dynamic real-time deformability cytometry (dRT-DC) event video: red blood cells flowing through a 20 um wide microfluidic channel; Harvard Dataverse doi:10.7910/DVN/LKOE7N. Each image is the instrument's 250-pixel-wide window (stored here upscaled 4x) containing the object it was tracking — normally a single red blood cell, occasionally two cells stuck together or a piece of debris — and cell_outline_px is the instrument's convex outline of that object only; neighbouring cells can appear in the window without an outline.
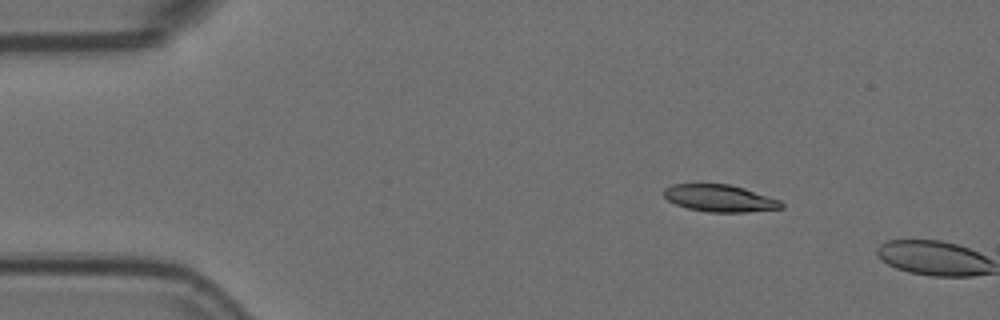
{"species": "Egyptian fruit bat (a non-hibernating species)", "species_latin": "Rousettus aegyptiacus", "temperature_condition": "room temperature", "stored_images_in_passage": 2, "camera_frame_rate_fps": 3000, "um_per_image_px": 0.085, "animal": {"sex": "female"}, "frame": {"image": 1, "passage_image": 1, "time_ms": 0.0, "image_size_px": [1000, 320], "cell_outline_px": [[784, 208], [748, 212], [708, 212], [688, 208], [676, 204], [668, 200], [664, 196], [664, 188], [672, 184], [728, 184], [744, 188], [780, 200], [784, 204]], "centroid_in_image_um": [61.19, 16.85], "position_along_channel_um": 23.8, "area_um2": 18.5}}